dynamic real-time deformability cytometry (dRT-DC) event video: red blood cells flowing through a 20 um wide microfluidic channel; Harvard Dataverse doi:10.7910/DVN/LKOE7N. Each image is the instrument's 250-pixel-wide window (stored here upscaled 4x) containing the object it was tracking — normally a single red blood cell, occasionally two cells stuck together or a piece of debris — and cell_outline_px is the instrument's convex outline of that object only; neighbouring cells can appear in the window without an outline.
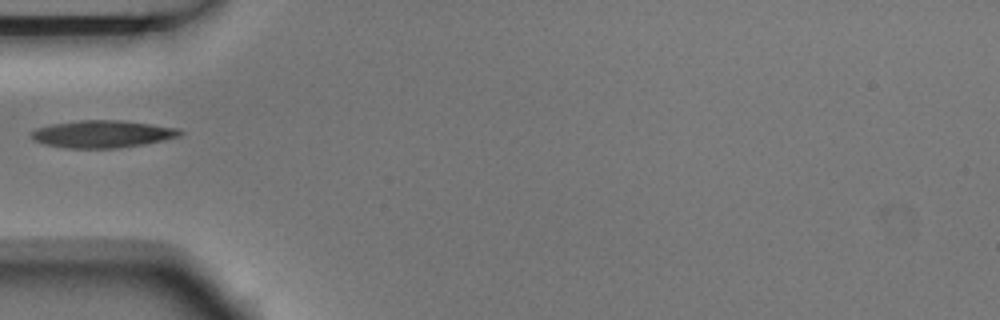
{"species": "Egyptian fruit bat (a non-hibernating species)", "species_latin": "Rousettus aegyptiacus", "temperature_condition": "room temperature", "stored_images_in_passage": 1, "camera_frame_rate_fps": 3000, "um_per_image_px": 0.085, "animal": {"sex": "male"}, "frame": {"image": 1, "passage_image": 1, "time_ms": 0.0, "image_size_px": [1000, 320], "cell_outline_px": [[184, 132], [180, 136], [164, 140], [144, 144], [116, 148], [64, 148], [44, 144], [36, 140], [32, 136], [32, 132], [36, 128], [52, 124], [80, 120], [120, 120], [152, 124], [180, 128]], "centroid_in_image_um": [8.75, 11.39], "position_along_channel_um": 76.2, "area_um2": 23.64}}